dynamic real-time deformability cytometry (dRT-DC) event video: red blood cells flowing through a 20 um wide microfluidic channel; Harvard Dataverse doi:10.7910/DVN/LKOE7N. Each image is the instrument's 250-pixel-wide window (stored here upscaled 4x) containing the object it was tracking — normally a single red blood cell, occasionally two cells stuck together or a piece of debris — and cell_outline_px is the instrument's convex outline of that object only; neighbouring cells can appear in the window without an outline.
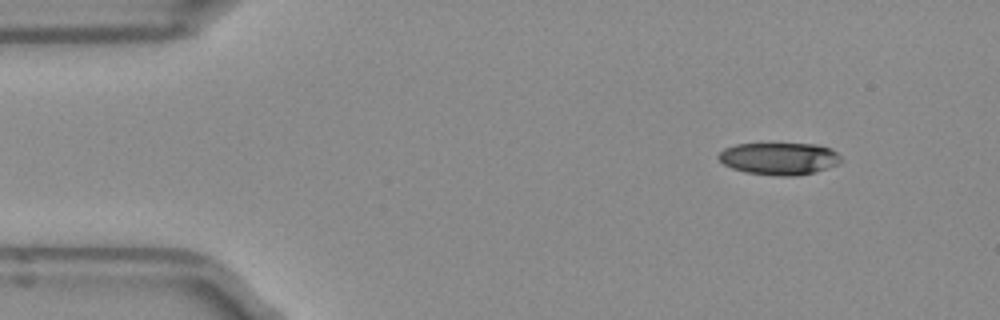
{"species": "Egyptian fruit bat (a non-hibernating species)", "species_latin": "Rousettus aegyptiacus", "temperature_condition": "room temperature", "stored_images_in_passage": 46, "camera_frame_rate_fps": 3000, "um_per_image_px": 0.085, "frame": {"image": 1, "passage_image": 1, "time_ms": 0.0, "image_size_px": [1000, 320], "cell_outline_px": [[844, 160], [836, 164], [812, 172], [792, 176], [784, 176], [748, 172], [732, 168], [724, 164], [716, 156], [724, 148], [736, 144], [820, 144], [832, 148]], "centroid_in_image_um": [66.23, 13.46], "position_along_channel_um": 18.8, "area_um2": 22.72}}
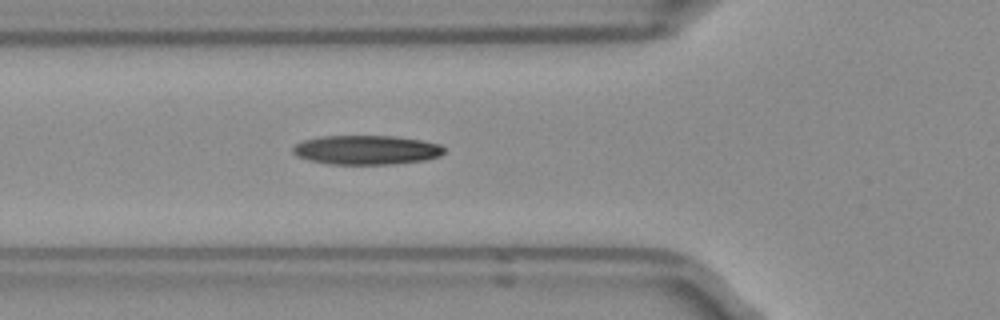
{"frame": {"image": 2, "passage_image": 13, "time_ms": 4.0, "image_size_px": [1000, 320], "cell_outline_px": [[444, 152], [440, 156], [424, 160], [396, 164], [332, 164], [308, 160], [296, 156], [292, 152], [292, 148], [296, 144], [304, 140], [320, 136], [396, 136], [420, 140], [440, 144], [444, 148]], "centroid_in_image_um": [31.14, 12.74], "position_along_channel_um": 94.7, "area_um2": 25.84}}
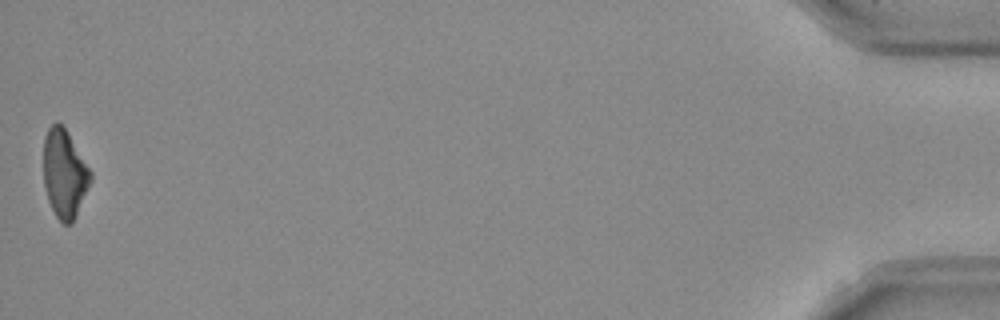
{"frame": {"image": 3, "passage_image": 46, "time_ms": 15.0, "image_size_px": [1000, 320], "cell_outline_px": [[92, 180], [72, 224], [64, 224], [56, 216], [48, 200], [44, 184], [44, 136], [48, 128], [56, 120], [64, 128], [92, 172]], "centroid_in_image_um": [5.48, 14.78], "position_along_channel_um": 429.7, "area_um2": 23.93}, "authors_computed_cell_mechanics": {"area_um2": 25.3453, "velocity_mm_per_s": 3.9661, "shape_relaxation_time_tau1_ms": 8.6603, "shape_relaxation_time_tau2_ms": 3.887, "deformation_change_tau1": 0.216, "deformation_change_tau2": 0.1401}}